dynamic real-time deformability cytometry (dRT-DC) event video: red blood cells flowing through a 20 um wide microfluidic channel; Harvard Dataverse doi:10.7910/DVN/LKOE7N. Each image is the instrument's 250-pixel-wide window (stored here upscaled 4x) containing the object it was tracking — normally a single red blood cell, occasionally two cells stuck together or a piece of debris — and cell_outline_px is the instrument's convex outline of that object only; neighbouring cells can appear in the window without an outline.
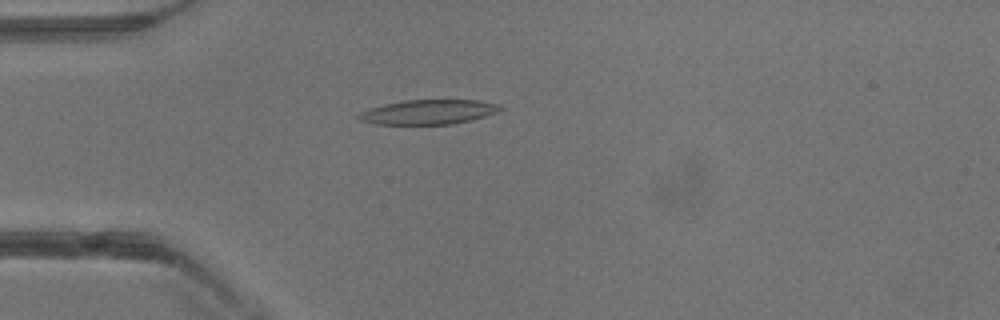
{"species": "common noctule bat (a hibernating species)", "species_latin": "Nyctalus noctula", "temperature_condition": "warm", "stored_images_in_passage": 30, "camera_frame_rate_fps": 3000, "um_per_image_px": 0.085, "animal": {"sex": "male", "body_mass_g": 13.3}, "frame": {"image": 1, "passage_image": 2, "time_ms": 0.333, "image_size_px": [1000, 320], "cell_outline_px": [[504, 108], [496, 112], [472, 120], [452, 124], [376, 124], [360, 120], [356, 116], [360, 112], [384, 104], [404, 100], [480, 100], [500, 104]], "centroid_in_image_um": [36.45, 9.51], "position_along_channel_um": 48.6, "area_um2": 20.23}}
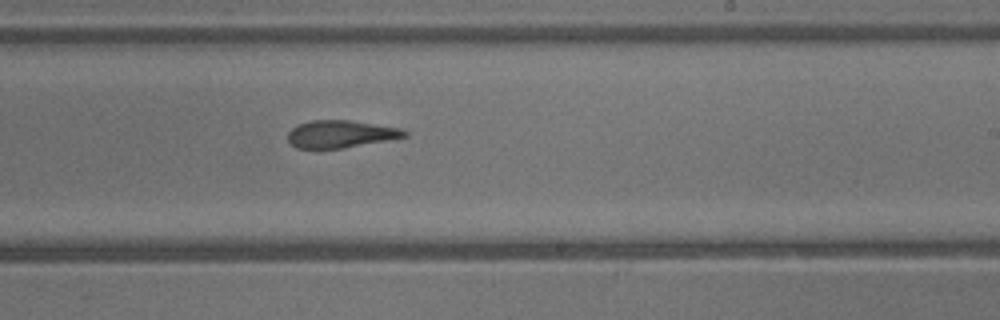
{"frame": {"image": 2, "passage_image": 15, "time_ms": 4.667, "image_size_px": [1000, 320], "cell_outline_px": [[408, 136], [344, 148], [296, 148], [288, 140], [288, 132], [296, 124], [312, 120], [352, 120], [400, 128], [408, 132]], "centroid_in_image_um": [28.94, 11.38], "position_along_channel_um": 260.1, "area_um2": 18.61}}
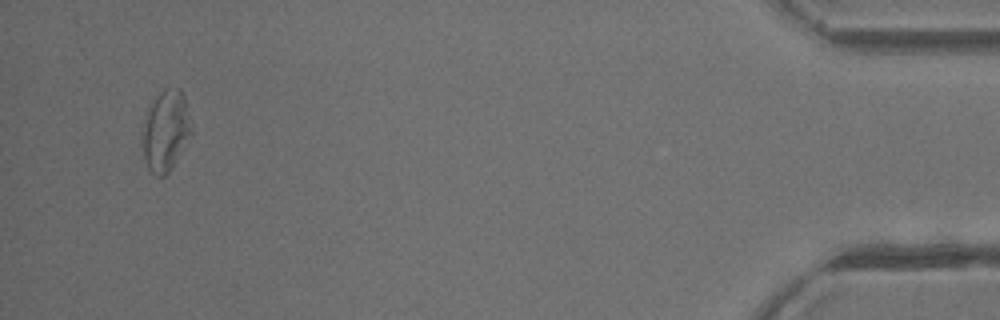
{"frame": {"image": 3, "passage_image": 29, "time_ms": 9.333, "image_size_px": [1000, 320], "cell_outline_px": [[192, 132], [172, 168], [164, 176], [156, 176], [148, 168], [144, 160], [140, 140], [140, 128], [148, 108], [156, 96], [164, 88], [180, 88], [184, 96]], "centroid_in_image_um": [14.02, 11.12], "position_along_channel_um": 421.2, "area_um2": 23.35}}